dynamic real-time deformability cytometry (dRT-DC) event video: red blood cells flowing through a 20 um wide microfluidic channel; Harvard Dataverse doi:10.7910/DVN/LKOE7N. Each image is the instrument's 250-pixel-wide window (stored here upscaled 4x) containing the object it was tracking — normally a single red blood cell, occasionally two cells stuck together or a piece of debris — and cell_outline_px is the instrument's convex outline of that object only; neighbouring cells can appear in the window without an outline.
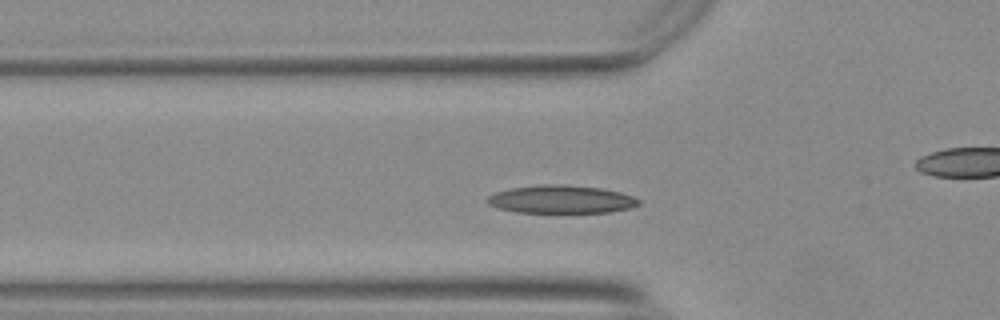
{"species": "Egyptian fruit bat (a non-hibernating species)", "species_latin": "Rousettus aegyptiacus", "temperature_condition": "warm", "stored_images_in_passage": 51, "camera_frame_rate_fps": 3000, "um_per_image_px": 0.085, "animal": {"sex": "female"}, "frame": {"image": 1, "passage_image": 14, "time_ms": 4.333, "image_size_px": [1000, 320], "cell_outline_px": [[640, 204], [632, 208], [608, 212], [516, 212], [496, 208], [488, 204], [484, 200], [488, 196], [496, 192], [512, 188], [544, 184], [556, 184], [600, 188], [620, 192], [632, 196], [640, 200]], "centroid_in_image_um": [47.68, 16.95], "position_along_channel_um": 78.1, "area_um2": 24.62}}
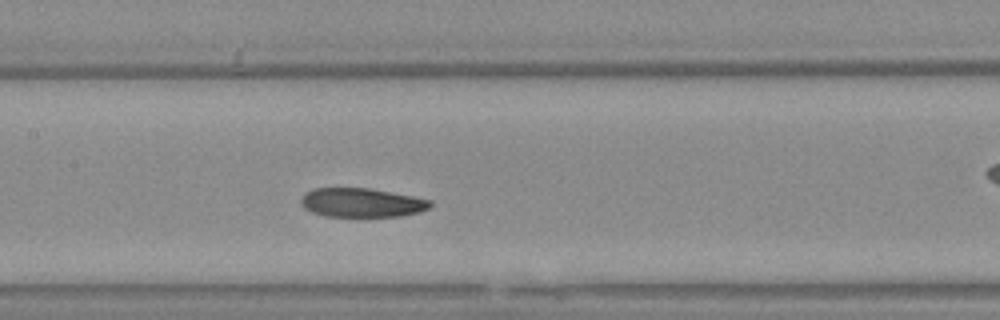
{"frame": {"image": 2, "passage_image": 22, "time_ms": 7.0, "image_size_px": [1000, 320], "cell_outline_px": [[432, 204], [428, 208], [420, 212], [400, 216], [324, 216], [312, 212], [304, 208], [300, 204], [300, 200], [304, 192], [312, 188], [368, 188], [412, 196], [432, 200]], "centroid_in_image_um": [30.7, 17.22], "position_along_channel_um": 176.7, "area_um2": 21.91}}
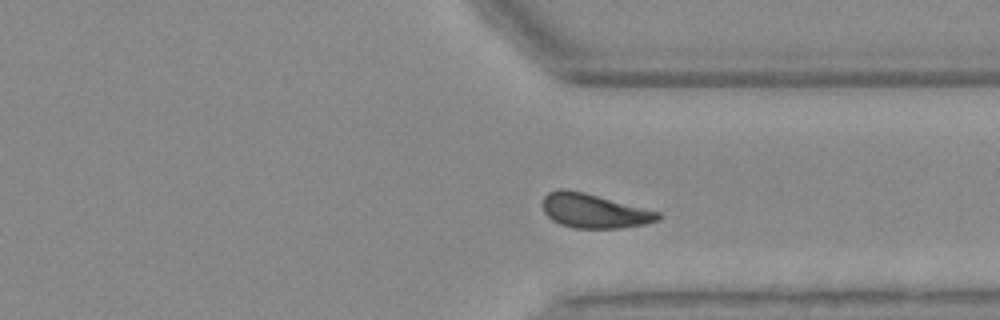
{"frame": {"image": 3, "passage_image": 37, "time_ms": 12.0, "image_size_px": [1000, 320], "cell_outline_px": [[660, 220], [648, 224], [620, 228], [572, 228], [560, 224], [552, 220], [544, 212], [544, 196], [548, 192], [560, 188], [564, 188], [584, 192], [660, 212]], "centroid_in_image_um": [50.51, 17.93], "position_along_channel_um": 360.9, "area_um2": 23.06}}